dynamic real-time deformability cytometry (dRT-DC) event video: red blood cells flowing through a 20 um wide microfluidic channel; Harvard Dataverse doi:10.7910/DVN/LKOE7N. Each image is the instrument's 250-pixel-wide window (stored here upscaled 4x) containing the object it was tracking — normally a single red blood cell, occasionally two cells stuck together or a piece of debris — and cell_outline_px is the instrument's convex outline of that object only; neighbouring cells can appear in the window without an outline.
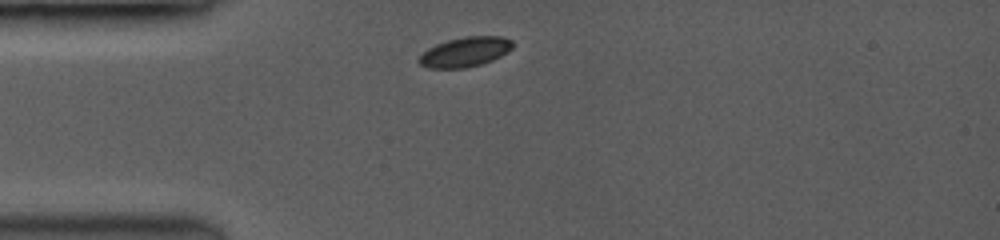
{"species": "common noctule bat (a hibernating species)", "species_latin": "Nyctalus noctula", "temperature_condition": "room temperature", "stored_images_in_passage": 15, "camera_frame_rate_fps": 3500, "um_per_image_px": 0.085, "animal": {"sex": "female", "body_mass_g": 19.0, "forearm_length_mm": 53.3}, "frame": {"image": 1, "passage_image": 1, "time_ms": 0.0, "image_size_px": [1000, 240], "cell_outline_px": [[512, 48], [500, 56], [492, 60], [480, 64], [464, 68], [428, 68], [420, 64], [420, 56], [428, 48], [436, 44], [448, 40], [464, 36], [500, 36], [512, 40]], "centroid_in_image_um": [39.54, 4.41], "position_along_channel_um": 45.5, "area_um2": 16.01}}
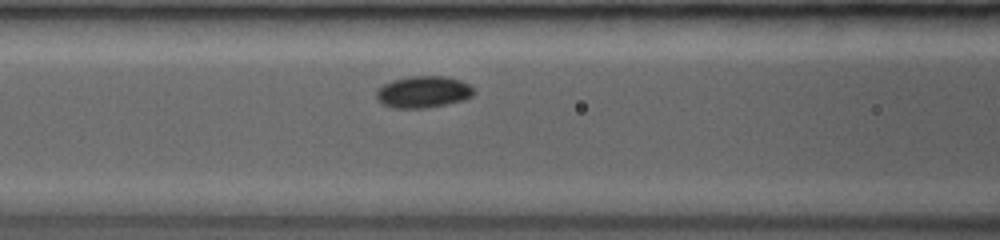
{"frame": {"image": 2, "passage_image": 8, "time_ms": 2.571, "image_size_px": [1000, 240], "cell_outline_px": [[472, 96], [460, 100], [444, 104], [424, 108], [396, 108], [384, 104], [376, 96], [376, 92], [384, 84], [392, 80], [408, 76], [448, 76], [460, 80], [468, 84], [472, 88]], "centroid_in_image_um": [35.96, 7.79], "position_along_channel_um": 130.6, "area_um2": 17.63}}
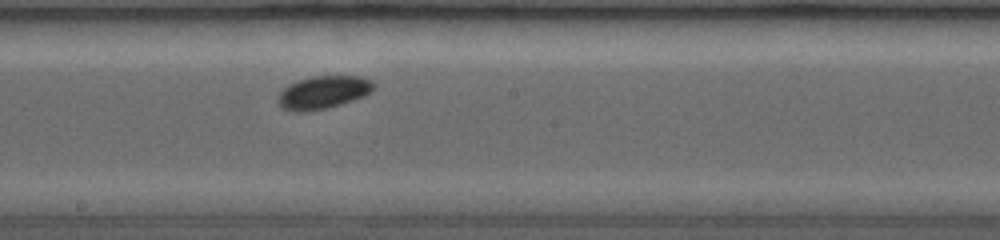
{"frame": {"image": 3, "passage_image": 15, "time_ms": 4.857, "image_size_px": [1000, 240], "cell_outline_px": [[376, 84], [368, 92], [360, 96], [324, 108], [284, 108], [280, 104], [280, 92], [288, 84], [312, 76], [360, 76], [372, 80]], "centroid_in_image_um": [27.52, 7.76], "position_along_channel_um": 220.7, "area_um2": 16.88}}